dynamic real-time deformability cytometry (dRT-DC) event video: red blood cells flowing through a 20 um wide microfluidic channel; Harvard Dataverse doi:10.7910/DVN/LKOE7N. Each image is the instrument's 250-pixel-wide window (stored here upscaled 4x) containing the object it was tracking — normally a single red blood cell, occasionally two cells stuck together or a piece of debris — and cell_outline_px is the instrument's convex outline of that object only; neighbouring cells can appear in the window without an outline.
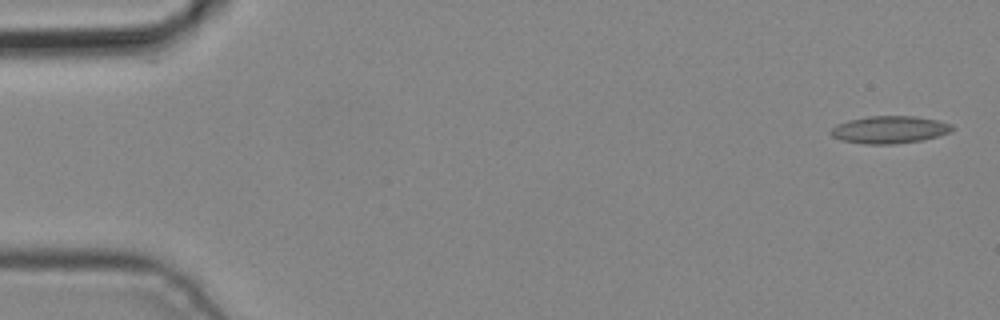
{"species": "common noctule bat (a hibernating species)", "species_latin": "Nyctalus noctula", "temperature_condition": "cold", "stored_images_in_passage": 5, "camera_frame_rate_fps": 3000, "um_per_image_px": 0.085, "animal": {"sex": "male", "body_mass_g": 19.2, "forearm_length_mm": 51.8}, "frame": {"image": 1, "passage_image": 1, "time_ms": 0.0, "image_size_px": [1000, 320], "cell_outline_px": [[956, 128], [952, 132], [924, 140], [892, 144], [864, 144], [840, 140], [832, 136], [828, 132], [836, 124], [848, 120], [868, 116], [916, 116], [936, 120], [952, 124]], "centroid_in_image_um": [75.62, 11.02], "position_along_channel_um": 9.4, "area_um2": 19.65}}
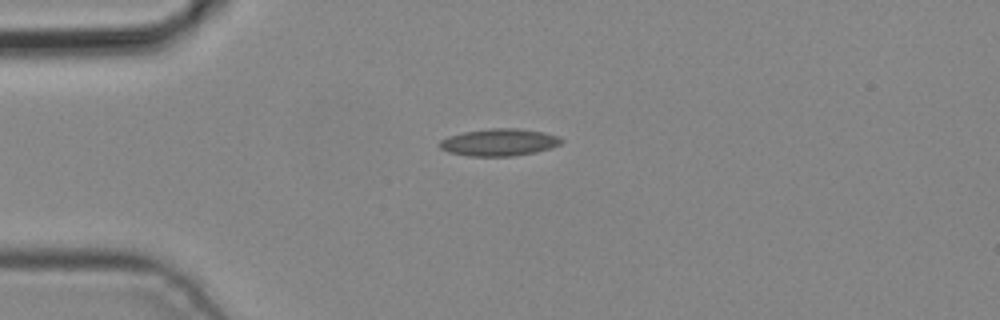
{"frame": {"image": 2, "passage_image": 4, "time_ms": 1.0, "image_size_px": [1000, 320], "cell_outline_px": [[564, 140], [560, 144], [552, 148], [536, 152], [512, 156], [468, 156], [448, 152], [440, 148], [436, 144], [440, 140], [448, 136], [464, 132], [488, 128], [516, 128], [544, 132], [560, 136]], "centroid_in_image_um": [42.42, 12.09], "position_along_channel_um": 42.6, "area_um2": 19.54}}
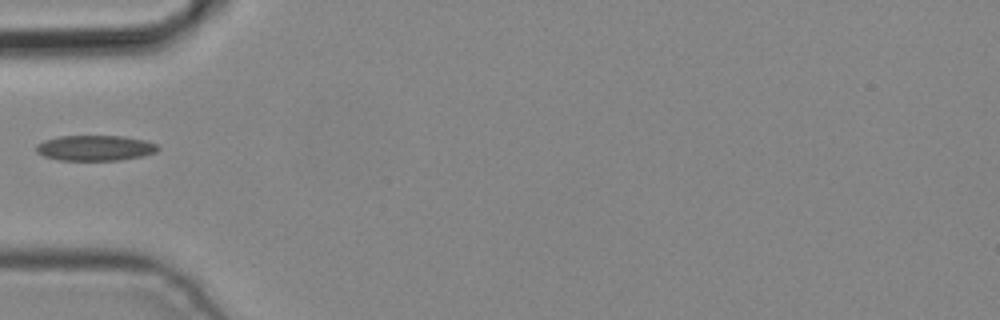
{"frame": {"image": 3, "passage_image": 5, "time_ms": 1.333, "image_size_px": [1000, 320], "cell_outline_px": [[160, 148], [156, 152], [144, 156], [120, 160], [60, 160], [44, 156], [36, 152], [36, 144], [44, 140], [60, 136], [124, 136], [144, 140], [156, 144]], "centroid_in_image_um": [8.09, 12.58], "position_along_channel_um": 76.9, "area_um2": 18.09}}